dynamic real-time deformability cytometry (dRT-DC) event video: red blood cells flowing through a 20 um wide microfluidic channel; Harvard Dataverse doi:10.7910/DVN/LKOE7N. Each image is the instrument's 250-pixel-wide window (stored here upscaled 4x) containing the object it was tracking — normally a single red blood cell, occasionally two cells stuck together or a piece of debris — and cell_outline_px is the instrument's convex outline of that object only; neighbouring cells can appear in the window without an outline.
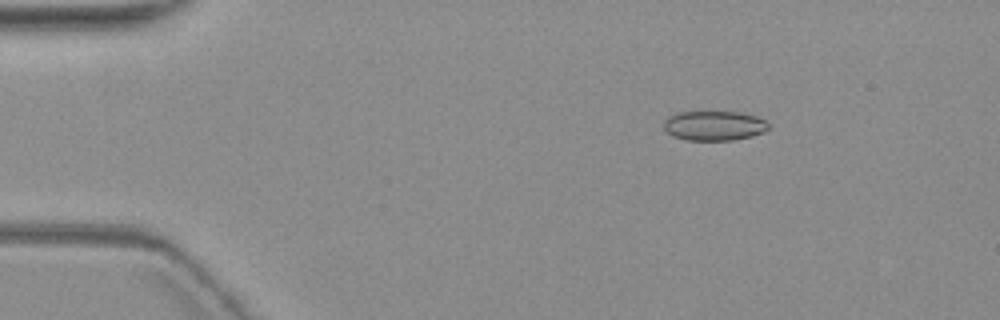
{"species": "common noctule bat (a hibernating species)", "species_latin": "Nyctalus noctula", "temperature_condition": "warm", "stored_images_in_passage": 5, "camera_frame_rate_fps": 3000, "um_per_image_px": 0.085, "animal": {"sex": "female", "body_mass_g": 19.3, "forearm_length_mm": 54.1}, "frame": {"image": 1, "passage_image": 3, "time_ms": 2.333, "image_size_px": [1000, 320], "cell_outline_px": [[772, 124], [764, 132], [752, 136], [732, 140], [688, 140], [672, 136], [664, 128], [664, 120], [668, 116], [676, 112], [740, 112], [756, 116]], "centroid_in_image_um": [60.71, 10.68], "position_along_channel_um": 24.3, "area_um2": 18.21}}